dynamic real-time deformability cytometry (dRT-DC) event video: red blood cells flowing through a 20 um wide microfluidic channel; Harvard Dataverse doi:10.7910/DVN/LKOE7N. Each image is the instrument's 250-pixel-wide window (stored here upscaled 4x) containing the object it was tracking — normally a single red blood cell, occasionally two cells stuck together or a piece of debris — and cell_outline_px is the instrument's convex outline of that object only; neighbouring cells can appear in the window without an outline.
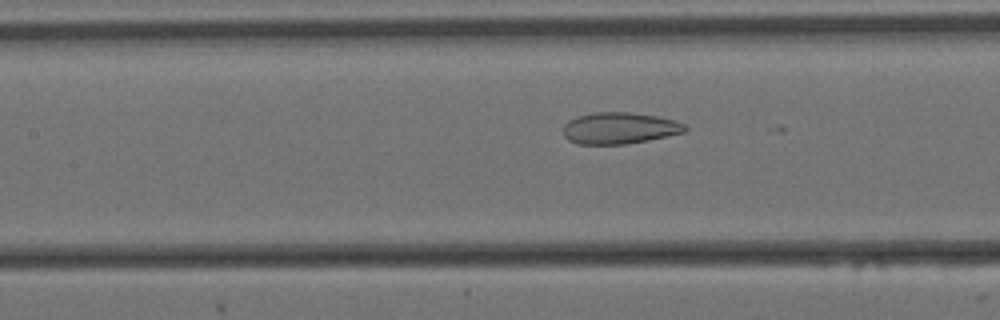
{"species": "Egyptian fruit bat (a non-hibernating species)", "species_latin": "Rousettus aegyptiacus", "temperature_condition": "cold", "stored_images_in_passage": 23, "camera_frame_rate_fps": 3000, "um_per_image_px": 0.085, "animal": {"sex": "female"}, "frame": {"image": 1, "passage_image": 19, "time_ms": 6.0, "image_size_px": [1000, 320], "cell_outline_px": [[688, 128], [684, 132], [648, 140], [624, 144], [576, 144], [568, 140], [564, 136], [564, 124], [568, 120], [576, 116], [596, 112], [628, 112], [656, 116], [676, 120], [684, 124]], "centroid_in_image_um": [52.63, 10.89], "position_along_channel_um": 154.8, "area_um2": 22.37}}
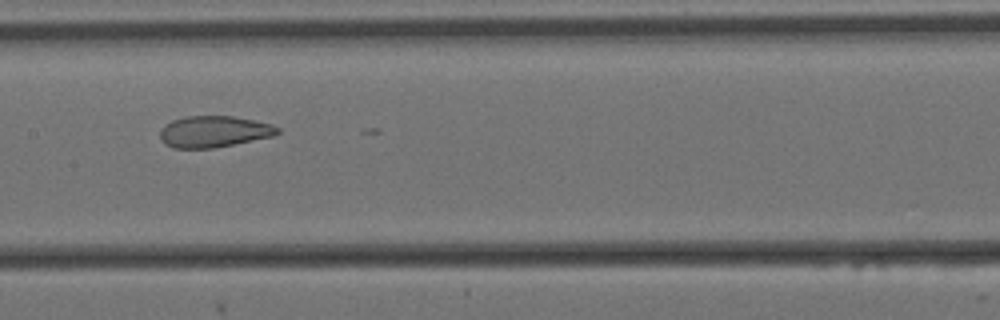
{"frame": {"image": 2, "passage_image": 22, "time_ms": 7.0, "image_size_px": [1000, 320], "cell_outline_px": [[280, 132], [272, 136], [212, 148], [172, 148], [164, 144], [160, 136], [160, 128], [164, 124], [172, 120], [188, 116], [232, 116], [272, 124], [280, 128]], "centroid_in_image_um": [18.14, 11.18], "position_along_channel_um": 189.3, "area_um2": 21.39}}